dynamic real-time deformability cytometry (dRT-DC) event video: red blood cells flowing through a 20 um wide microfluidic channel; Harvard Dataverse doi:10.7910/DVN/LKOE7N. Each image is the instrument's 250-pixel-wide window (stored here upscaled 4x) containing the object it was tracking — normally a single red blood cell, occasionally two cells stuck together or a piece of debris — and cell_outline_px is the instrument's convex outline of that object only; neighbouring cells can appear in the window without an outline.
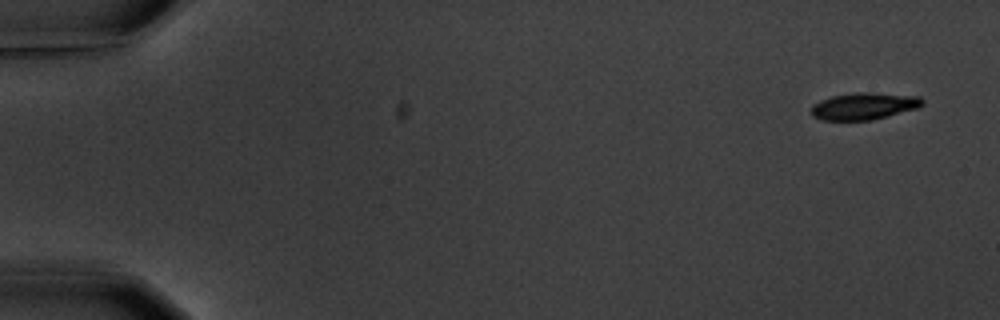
{"species": "common noctule bat (a hibernating species)", "species_latin": "Nyctalus noctula", "temperature_condition": "warm", "stored_images_in_passage": 3, "camera_frame_rate_fps": 3000, "um_per_image_px": 0.085, "animal": {"sex": "male", "body_mass_g": 20.1, "forearm_length_mm": 53.5}, "frame": {"image": 1, "passage_image": 1, "time_ms": 0.0, "image_size_px": [1000, 320], "cell_outline_px": [[924, 104], [916, 108], [888, 116], [872, 120], [820, 120], [812, 116], [812, 104], [820, 100], [832, 96], [856, 92], [872, 92], [920, 96], [924, 100]], "centroid_in_image_um": [73.44, 9.01], "position_along_channel_um": 11.6, "area_um2": 17.57}}